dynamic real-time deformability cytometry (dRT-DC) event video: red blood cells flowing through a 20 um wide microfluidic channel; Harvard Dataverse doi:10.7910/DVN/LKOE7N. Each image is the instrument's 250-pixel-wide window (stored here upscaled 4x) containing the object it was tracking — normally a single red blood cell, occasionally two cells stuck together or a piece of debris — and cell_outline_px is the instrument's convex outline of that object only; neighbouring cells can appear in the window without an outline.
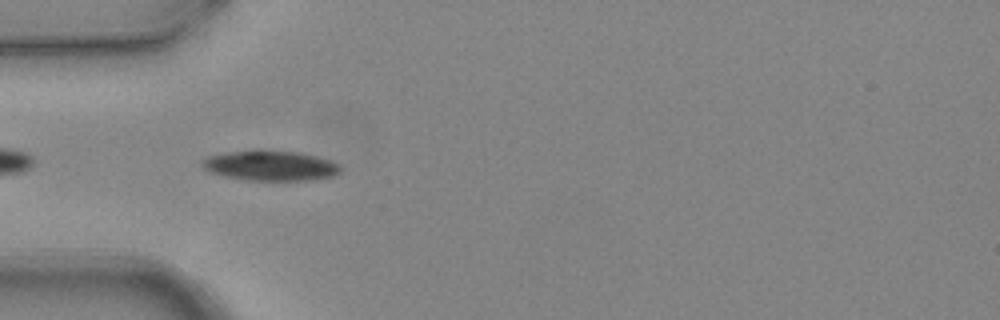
{"species": "common noctule bat (a hibernating species)", "species_latin": "Nyctalus noctula", "temperature_condition": "warm", "stored_images_in_passage": 6, "camera_frame_rate_fps": 3000, "um_per_image_px": 0.085, "animal": {"sex": "female", "body_mass_g": 24.6, "forearm_length_mm": 56.2}, "frame": {"image": 1, "passage_image": 4, "time_ms": 1.0, "image_size_px": [1000, 320], "cell_outline_px": [[340, 172], [332, 176], [312, 180], [248, 180], [224, 176], [208, 172], [200, 164], [200, 160], [208, 156], [228, 152], [256, 148], [300, 152], [316, 156], [328, 160], [336, 164], [340, 168]], "centroid_in_image_um": [22.91, 14.05], "position_along_channel_um": 62.1, "area_um2": 24.62}}
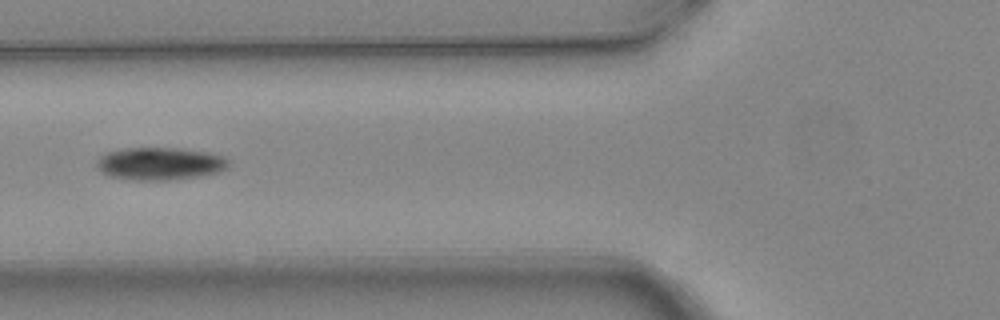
{"frame": {"image": 2, "passage_image": 5, "time_ms": 1.333, "image_size_px": [1000, 320], "cell_outline_px": [[228, 164], [224, 168], [216, 172], [200, 176], [168, 180], [136, 180], [108, 176], [100, 172], [96, 164], [96, 160], [104, 152], [124, 148], [180, 148], [208, 152], [224, 156], [228, 160]], "centroid_in_image_um": [13.53, 13.9], "position_along_channel_um": 112.3, "area_um2": 25.14}}
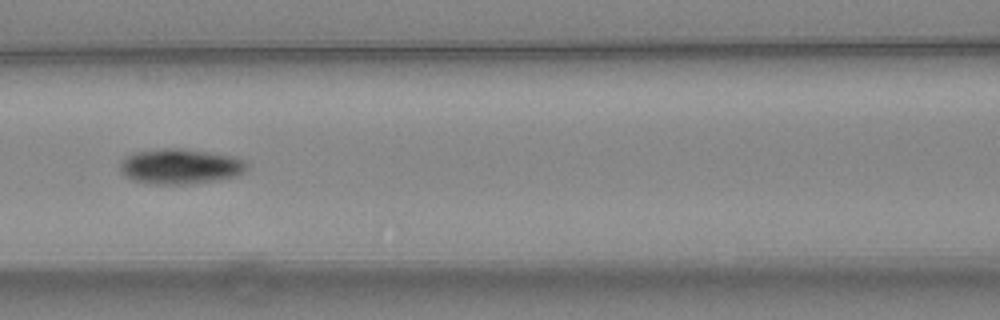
{"frame": {"image": 3, "passage_image": 6, "time_ms": 1.667, "image_size_px": [1000, 320], "cell_outline_px": [[248, 164], [244, 172], [236, 176], [216, 180], [188, 184], [152, 184], [132, 180], [124, 176], [120, 172], [120, 160], [132, 152], [164, 148], [180, 148], [208, 152], [232, 156], [244, 160]], "centroid_in_image_um": [15.27, 14.14], "position_along_channel_um": 151.3, "area_um2": 26.18}}